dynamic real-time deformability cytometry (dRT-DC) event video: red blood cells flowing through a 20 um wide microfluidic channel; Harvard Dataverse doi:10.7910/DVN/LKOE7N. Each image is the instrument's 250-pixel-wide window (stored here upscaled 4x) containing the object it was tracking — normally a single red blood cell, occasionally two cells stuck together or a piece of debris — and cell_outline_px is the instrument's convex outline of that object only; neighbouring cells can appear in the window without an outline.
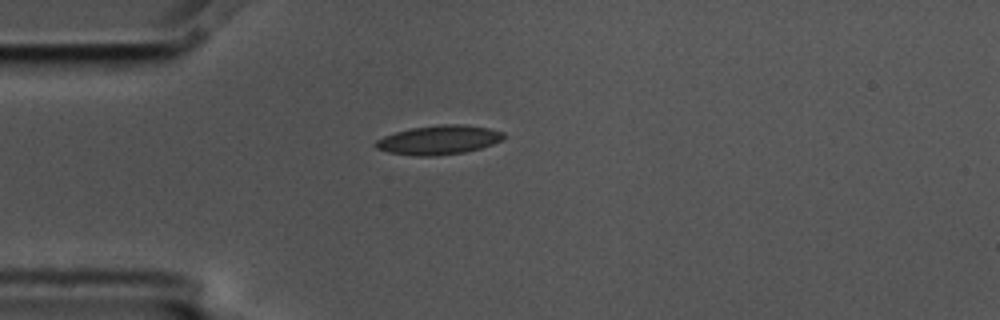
{"species": "common noctule bat (a hibernating species)", "species_latin": "Nyctalus noctula", "temperature_condition": "cold", "stored_images_in_passage": 4, "camera_frame_rate_fps": 3000, "um_per_image_px": 0.085, "animal": {"sex": "male", "body_mass_g": 17.5, "forearm_length_mm": 52.3}, "frame": {"image": 1, "passage_image": 1, "time_ms": 0.0, "image_size_px": [1000, 320], "cell_outline_px": [[504, 136], [500, 140], [492, 144], [480, 148], [464, 152], [432, 156], [416, 156], [388, 152], [376, 148], [372, 144], [376, 140], [384, 136], [396, 132], [412, 128], [440, 124], [464, 124], [488, 128], [504, 132]], "centroid_in_image_um": [37.26, 11.89], "position_along_channel_um": 47.7, "area_um2": 21.62}}